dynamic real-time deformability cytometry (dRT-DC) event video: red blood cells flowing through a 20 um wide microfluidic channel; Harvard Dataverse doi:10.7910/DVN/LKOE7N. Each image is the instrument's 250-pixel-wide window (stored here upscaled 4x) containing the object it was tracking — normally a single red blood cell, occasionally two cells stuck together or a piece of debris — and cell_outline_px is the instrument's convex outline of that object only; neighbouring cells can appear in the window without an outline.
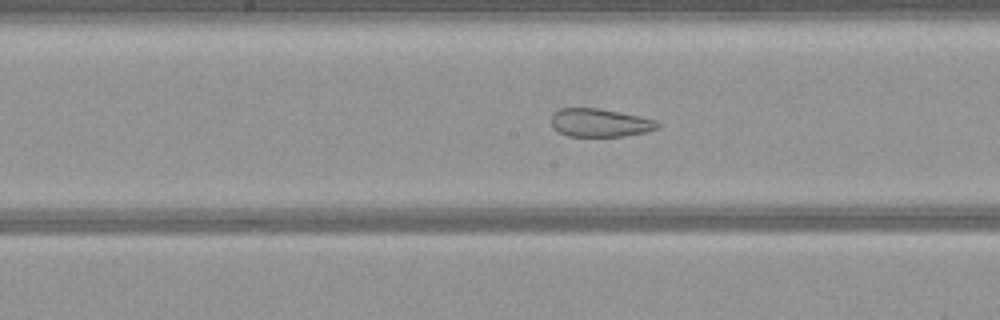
{"species": "common noctule bat (a hibernating species)", "species_latin": "Nyctalus noctula", "temperature_condition": "warm", "stored_images_in_passage": 52, "camera_frame_rate_fps": 3000, "um_per_image_px": 0.085, "animal": {"sex": "female", "body_mass_g": 21.9}, "frame": {"image": 1, "passage_image": 26, "time_ms": 8.333, "image_size_px": [1000, 320], "cell_outline_px": [[660, 128], [644, 132], [624, 136], [568, 136], [556, 132], [552, 128], [552, 116], [560, 108], [600, 108], [640, 116], [656, 120], [660, 124]], "centroid_in_image_um": [50.99, 10.44], "position_along_channel_um": 197.2, "area_um2": 17.57}}
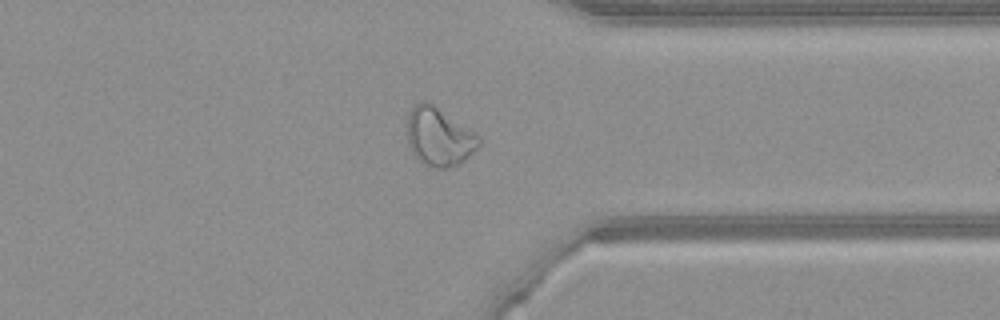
{"frame": {"image": 2, "passage_image": 40, "time_ms": 13.0, "image_size_px": [1000, 320], "cell_outline_px": [[480, 144], [464, 160], [456, 164], [444, 168], [436, 168], [424, 164], [412, 152], [408, 144], [408, 116], [412, 108], [420, 100], [424, 100], [432, 104], [480, 136]], "centroid_in_image_um": [37.3, 11.62], "position_along_channel_um": 374.1, "area_um2": 23.76}}
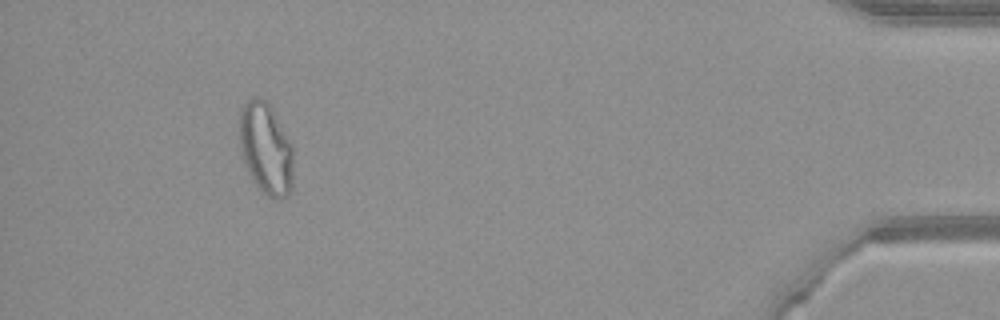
{"frame": {"image": 3, "passage_image": 48, "time_ms": 15.667, "image_size_px": [1000, 320], "cell_outline_px": [[292, 188], [288, 196], [276, 200], [268, 196], [256, 184], [248, 172], [240, 148], [240, 108], [252, 96], [256, 96], [264, 100], [272, 108], [292, 144]], "centroid_in_image_um": [22.6, 12.63], "position_along_channel_um": 412.6, "area_um2": 28.67}}